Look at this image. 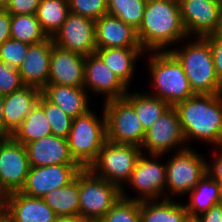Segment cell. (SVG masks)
Instances as JSON below:
<instances>
[{"label": "cell", "instance_id": "cell-4", "mask_svg": "<svg viewBox=\"0 0 222 222\" xmlns=\"http://www.w3.org/2000/svg\"><path fill=\"white\" fill-rule=\"evenodd\" d=\"M148 63L155 91L152 96L175 106L195 95L182 64L169 50L154 51Z\"/></svg>", "mask_w": 222, "mask_h": 222}, {"label": "cell", "instance_id": "cell-8", "mask_svg": "<svg viewBox=\"0 0 222 222\" xmlns=\"http://www.w3.org/2000/svg\"><path fill=\"white\" fill-rule=\"evenodd\" d=\"M107 140L141 147L145 131L134 107L123 97L104 104Z\"/></svg>", "mask_w": 222, "mask_h": 222}, {"label": "cell", "instance_id": "cell-13", "mask_svg": "<svg viewBox=\"0 0 222 222\" xmlns=\"http://www.w3.org/2000/svg\"><path fill=\"white\" fill-rule=\"evenodd\" d=\"M178 1L188 36L194 34L205 37L218 31L222 16V4L219 0Z\"/></svg>", "mask_w": 222, "mask_h": 222}, {"label": "cell", "instance_id": "cell-2", "mask_svg": "<svg viewBox=\"0 0 222 222\" xmlns=\"http://www.w3.org/2000/svg\"><path fill=\"white\" fill-rule=\"evenodd\" d=\"M174 107L186 142L196 138L222 145V93L195 94Z\"/></svg>", "mask_w": 222, "mask_h": 222}, {"label": "cell", "instance_id": "cell-17", "mask_svg": "<svg viewBox=\"0 0 222 222\" xmlns=\"http://www.w3.org/2000/svg\"><path fill=\"white\" fill-rule=\"evenodd\" d=\"M85 56L53 45L48 84L84 86Z\"/></svg>", "mask_w": 222, "mask_h": 222}, {"label": "cell", "instance_id": "cell-5", "mask_svg": "<svg viewBox=\"0 0 222 222\" xmlns=\"http://www.w3.org/2000/svg\"><path fill=\"white\" fill-rule=\"evenodd\" d=\"M93 111L76 117L72 121L67 138L69 151L75 162L82 168H89L98 158L107 141L106 117L99 119Z\"/></svg>", "mask_w": 222, "mask_h": 222}, {"label": "cell", "instance_id": "cell-46", "mask_svg": "<svg viewBox=\"0 0 222 222\" xmlns=\"http://www.w3.org/2000/svg\"><path fill=\"white\" fill-rule=\"evenodd\" d=\"M183 222H201L198 216L187 215Z\"/></svg>", "mask_w": 222, "mask_h": 222}, {"label": "cell", "instance_id": "cell-44", "mask_svg": "<svg viewBox=\"0 0 222 222\" xmlns=\"http://www.w3.org/2000/svg\"><path fill=\"white\" fill-rule=\"evenodd\" d=\"M4 95L0 94V137L5 138V121L3 115Z\"/></svg>", "mask_w": 222, "mask_h": 222}, {"label": "cell", "instance_id": "cell-33", "mask_svg": "<svg viewBox=\"0 0 222 222\" xmlns=\"http://www.w3.org/2000/svg\"><path fill=\"white\" fill-rule=\"evenodd\" d=\"M124 190L122 187L121 197L99 222H141L140 201L128 197Z\"/></svg>", "mask_w": 222, "mask_h": 222}, {"label": "cell", "instance_id": "cell-23", "mask_svg": "<svg viewBox=\"0 0 222 222\" xmlns=\"http://www.w3.org/2000/svg\"><path fill=\"white\" fill-rule=\"evenodd\" d=\"M41 91L48 101L61 108L72 119L90 110L89 96L84 87L48 84Z\"/></svg>", "mask_w": 222, "mask_h": 222}, {"label": "cell", "instance_id": "cell-24", "mask_svg": "<svg viewBox=\"0 0 222 222\" xmlns=\"http://www.w3.org/2000/svg\"><path fill=\"white\" fill-rule=\"evenodd\" d=\"M145 52L142 48H105L95 53L104 64L129 88L134 74L136 59ZM141 54V55H140Z\"/></svg>", "mask_w": 222, "mask_h": 222}, {"label": "cell", "instance_id": "cell-45", "mask_svg": "<svg viewBox=\"0 0 222 222\" xmlns=\"http://www.w3.org/2000/svg\"><path fill=\"white\" fill-rule=\"evenodd\" d=\"M0 222H11L10 216L3 205L0 206Z\"/></svg>", "mask_w": 222, "mask_h": 222}, {"label": "cell", "instance_id": "cell-12", "mask_svg": "<svg viewBox=\"0 0 222 222\" xmlns=\"http://www.w3.org/2000/svg\"><path fill=\"white\" fill-rule=\"evenodd\" d=\"M145 157L142 153L139 157L134 170L131 173L129 183L133 189H137L139 196L133 198L137 201L157 200L160 195L165 197L166 189V164L157 161L162 155H151ZM157 158V159H156ZM156 160V161H155ZM164 191V193H163ZM163 193V194H162Z\"/></svg>", "mask_w": 222, "mask_h": 222}, {"label": "cell", "instance_id": "cell-3", "mask_svg": "<svg viewBox=\"0 0 222 222\" xmlns=\"http://www.w3.org/2000/svg\"><path fill=\"white\" fill-rule=\"evenodd\" d=\"M196 38L197 41L189 42L182 50L169 48V51L182 64L194 94H221L222 86L217 79L209 40Z\"/></svg>", "mask_w": 222, "mask_h": 222}, {"label": "cell", "instance_id": "cell-47", "mask_svg": "<svg viewBox=\"0 0 222 222\" xmlns=\"http://www.w3.org/2000/svg\"><path fill=\"white\" fill-rule=\"evenodd\" d=\"M216 34H217L219 37H222V16H221L220 26H219V29H218V31L216 32Z\"/></svg>", "mask_w": 222, "mask_h": 222}, {"label": "cell", "instance_id": "cell-34", "mask_svg": "<svg viewBox=\"0 0 222 222\" xmlns=\"http://www.w3.org/2000/svg\"><path fill=\"white\" fill-rule=\"evenodd\" d=\"M38 104L43 108L45 115L48 118L52 135L67 139L73 119L61 108L48 101L42 94L38 100Z\"/></svg>", "mask_w": 222, "mask_h": 222}, {"label": "cell", "instance_id": "cell-40", "mask_svg": "<svg viewBox=\"0 0 222 222\" xmlns=\"http://www.w3.org/2000/svg\"><path fill=\"white\" fill-rule=\"evenodd\" d=\"M11 15L4 7L0 8V46L11 38Z\"/></svg>", "mask_w": 222, "mask_h": 222}, {"label": "cell", "instance_id": "cell-27", "mask_svg": "<svg viewBox=\"0 0 222 222\" xmlns=\"http://www.w3.org/2000/svg\"><path fill=\"white\" fill-rule=\"evenodd\" d=\"M42 199L57 217L79 215V173L68 185L54 189Z\"/></svg>", "mask_w": 222, "mask_h": 222}, {"label": "cell", "instance_id": "cell-7", "mask_svg": "<svg viewBox=\"0 0 222 222\" xmlns=\"http://www.w3.org/2000/svg\"><path fill=\"white\" fill-rule=\"evenodd\" d=\"M142 152L139 146L115 144L107 140L89 169L96 176L116 184L121 189L122 184L130 179Z\"/></svg>", "mask_w": 222, "mask_h": 222}, {"label": "cell", "instance_id": "cell-15", "mask_svg": "<svg viewBox=\"0 0 222 222\" xmlns=\"http://www.w3.org/2000/svg\"><path fill=\"white\" fill-rule=\"evenodd\" d=\"M81 170L78 164L30 167L21 192L29 197L42 198L54 189L68 185Z\"/></svg>", "mask_w": 222, "mask_h": 222}, {"label": "cell", "instance_id": "cell-10", "mask_svg": "<svg viewBox=\"0 0 222 222\" xmlns=\"http://www.w3.org/2000/svg\"><path fill=\"white\" fill-rule=\"evenodd\" d=\"M30 165L26 147L12 137L0 139V196L21 192Z\"/></svg>", "mask_w": 222, "mask_h": 222}, {"label": "cell", "instance_id": "cell-25", "mask_svg": "<svg viewBox=\"0 0 222 222\" xmlns=\"http://www.w3.org/2000/svg\"><path fill=\"white\" fill-rule=\"evenodd\" d=\"M189 193L190 200L184 205L191 216H200L220 204L222 198L221 186L207 172Z\"/></svg>", "mask_w": 222, "mask_h": 222}, {"label": "cell", "instance_id": "cell-29", "mask_svg": "<svg viewBox=\"0 0 222 222\" xmlns=\"http://www.w3.org/2000/svg\"><path fill=\"white\" fill-rule=\"evenodd\" d=\"M124 98L134 107V110L146 132L156 120L164 114L170 105L162 99L139 92L127 94Z\"/></svg>", "mask_w": 222, "mask_h": 222}, {"label": "cell", "instance_id": "cell-43", "mask_svg": "<svg viewBox=\"0 0 222 222\" xmlns=\"http://www.w3.org/2000/svg\"><path fill=\"white\" fill-rule=\"evenodd\" d=\"M54 222H91L88 219L83 218L80 215H73V216H59L56 217Z\"/></svg>", "mask_w": 222, "mask_h": 222}, {"label": "cell", "instance_id": "cell-18", "mask_svg": "<svg viewBox=\"0 0 222 222\" xmlns=\"http://www.w3.org/2000/svg\"><path fill=\"white\" fill-rule=\"evenodd\" d=\"M95 44L97 49L142 48L137 30L108 14L95 21Z\"/></svg>", "mask_w": 222, "mask_h": 222}, {"label": "cell", "instance_id": "cell-31", "mask_svg": "<svg viewBox=\"0 0 222 222\" xmlns=\"http://www.w3.org/2000/svg\"><path fill=\"white\" fill-rule=\"evenodd\" d=\"M10 33L11 38L29 45L49 38L42 30L36 14L11 15Z\"/></svg>", "mask_w": 222, "mask_h": 222}, {"label": "cell", "instance_id": "cell-11", "mask_svg": "<svg viewBox=\"0 0 222 222\" xmlns=\"http://www.w3.org/2000/svg\"><path fill=\"white\" fill-rule=\"evenodd\" d=\"M184 143L187 145L178 112L174 106H170L146 131L140 148H146L150 155H164L175 146L182 147L183 144L182 149L189 147Z\"/></svg>", "mask_w": 222, "mask_h": 222}, {"label": "cell", "instance_id": "cell-35", "mask_svg": "<svg viewBox=\"0 0 222 222\" xmlns=\"http://www.w3.org/2000/svg\"><path fill=\"white\" fill-rule=\"evenodd\" d=\"M69 12L98 20L107 14V0H68Z\"/></svg>", "mask_w": 222, "mask_h": 222}, {"label": "cell", "instance_id": "cell-28", "mask_svg": "<svg viewBox=\"0 0 222 222\" xmlns=\"http://www.w3.org/2000/svg\"><path fill=\"white\" fill-rule=\"evenodd\" d=\"M49 135H52L51 126L43 108L37 103L11 137L25 146Z\"/></svg>", "mask_w": 222, "mask_h": 222}, {"label": "cell", "instance_id": "cell-1", "mask_svg": "<svg viewBox=\"0 0 222 222\" xmlns=\"http://www.w3.org/2000/svg\"><path fill=\"white\" fill-rule=\"evenodd\" d=\"M137 36L142 49L152 52L167 51L171 44L188 38L179 1L147 0Z\"/></svg>", "mask_w": 222, "mask_h": 222}, {"label": "cell", "instance_id": "cell-14", "mask_svg": "<svg viewBox=\"0 0 222 222\" xmlns=\"http://www.w3.org/2000/svg\"><path fill=\"white\" fill-rule=\"evenodd\" d=\"M55 45L84 56L94 54L95 21L88 17L69 13L66 21L52 37Z\"/></svg>", "mask_w": 222, "mask_h": 222}, {"label": "cell", "instance_id": "cell-39", "mask_svg": "<svg viewBox=\"0 0 222 222\" xmlns=\"http://www.w3.org/2000/svg\"><path fill=\"white\" fill-rule=\"evenodd\" d=\"M210 43L217 79L222 86V37L216 33L205 36Z\"/></svg>", "mask_w": 222, "mask_h": 222}, {"label": "cell", "instance_id": "cell-6", "mask_svg": "<svg viewBox=\"0 0 222 222\" xmlns=\"http://www.w3.org/2000/svg\"><path fill=\"white\" fill-rule=\"evenodd\" d=\"M121 197V189L96 176L89 168L79 172V215L99 222Z\"/></svg>", "mask_w": 222, "mask_h": 222}, {"label": "cell", "instance_id": "cell-49", "mask_svg": "<svg viewBox=\"0 0 222 222\" xmlns=\"http://www.w3.org/2000/svg\"><path fill=\"white\" fill-rule=\"evenodd\" d=\"M2 205V197L0 196V206Z\"/></svg>", "mask_w": 222, "mask_h": 222}, {"label": "cell", "instance_id": "cell-26", "mask_svg": "<svg viewBox=\"0 0 222 222\" xmlns=\"http://www.w3.org/2000/svg\"><path fill=\"white\" fill-rule=\"evenodd\" d=\"M188 215L185 205L174 203L166 196L161 201L140 202L141 222H183Z\"/></svg>", "mask_w": 222, "mask_h": 222}, {"label": "cell", "instance_id": "cell-32", "mask_svg": "<svg viewBox=\"0 0 222 222\" xmlns=\"http://www.w3.org/2000/svg\"><path fill=\"white\" fill-rule=\"evenodd\" d=\"M107 14L119 18L138 30L144 15L147 0H107Z\"/></svg>", "mask_w": 222, "mask_h": 222}, {"label": "cell", "instance_id": "cell-36", "mask_svg": "<svg viewBox=\"0 0 222 222\" xmlns=\"http://www.w3.org/2000/svg\"><path fill=\"white\" fill-rule=\"evenodd\" d=\"M29 44L10 38L0 46V61L18 69L25 59Z\"/></svg>", "mask_w": 222, "mask_h": 222}, {"label": "cell", "instance_id": "cell-16", "mask_svg": "<svg viewBox=\"0 0 222 222\" xmlns=\"http://www.w3.org/2000/svg\"><path fill=\"white\" fill-rule=\"evenodd\" d=\"M84 88L104 94L105 102L123 98L128 87L111 71L96 54L85 56Z\"/></svg>", "mask_w": 222, "mask_h": 222}, {"label": "cell", "instance_id": "cell-20", "mask_svg": "<svg viewBox=\"0 0 222 222\" xmlns=\"http://www.w3.org/2000/svg\"><path fill=\"white\" fill-rule=\"evenodd\" d=\"M11 222H54V211L42 198L29 197L22 192H13L2 198Z\"/></svg>", "mask_w": 222, "mask_h": 222}, {"label": "cell", "instance_id": "cell-42", "mask_svg": "<svg viewBox=\"0 0 222 222\" xmlns=\"http://www.w3.org/2000/svg\"><path fill=\"white\" fill-rule=\"evenodd\" d=\"M198 217L201 222H222V205L216 204Z\"/></svg>", "mask_w": 222, "mask_h": 222}, {"label": "cell", "instance_id": "cell-22", "mask_svg": "<svg viewBox=\"0 0 222 222\" xmlns=\"http://www.w3.org/2000/svg\"><path fill=\"white\" fill-rule=\"evenodd\" d=\"M25 147L30 167L77 164L70 154L68 140L55 135L27 143Z\"/></svg>", "mask_w": 222, "mask_h": 222}, {"label": "cell", "instance_id": "cell-21", "mask_svg": "<svg viewBox=\"0 0 222 222\" xmlns=\"http://www.w3.org/2000/svg\"><path fill=\"white\" fill-rule=\"evenodd\" d=\"M41 94L40 88L25 85L21 89L4 96L5 137H11L22 124L25 117L38 103Z\"/></svg>", "mask_w": 222, "mask_h": 222}, {"label": "cell", "instance_id": "cell-41", "mask_svg": "<svg viewBox=\"0 0 222 222\" xmlns=\"http://www.w3.org/2000/svg\"><path fill=\"white\" fill-rule=\"evenodd\" d=\"M218 147L222 148V145ZM220 152L219 156L214 152L218 158H214L212 165L207 162L206 171L222 188V150Z\"/></svg>", "mask_w": 222, "mask_h": 222}, {"label": "cell", "instance_id": "cell-38", "mask_svg": "<svg viewBox=\"0 0 222 222\" xmlns=\"http://www.w3.org/2000/svg\"><path fill=\"white\" fill-rule=\"evenodd\" d=\"M41 0H8L4 8L10 15L36 14Z\"/></svg>", "mask_w": 222, "mask_h": 222}, {"label": "cell", "instance_id": "cell-30", "mask_svg": "<svg viewBox=\"0 0 222 222\" xmlns=\"http://www.w3.org/2000/svg\"><path fill=\"white\" fill-rule=\"evenodd\" d=\"M69 13L68 0H41L36 17L47 36L53 37Z\"/></svg>", "mask_w": 222, "mask_h": 222}, {"label": "cell", "instance_id": "cell-9", "mask_svg": "<svg viewBox=\"0 0 222 222\" xmlns=\"http://www.w3.org/2000/svg\"><path fill=\"white\" fill-rule=\"evenodd\" d=\"M206 165L207 161L193 149L177 150L166 164L167 191L176 196L189 193L206 174Z\"/></svg>", "mask_w": 222, "mask_h": 222}, {"label": "cell", "instance_id": "cell-19", "mask_svg": "<svg viewBox=\"0 0 222 222\" xmlns=\"http://www.w3.org/2000/svg\"><path fill=\"white\" fill-rule=\"evenodd\" d=\"M53 45L52 37L43 42L29 45L25 59L18 68L25 85L35 86L41 90L48 85Z\"/></svg>", "mask_w": 222, "mask_h": 222}, {"label": "cell", "instance_id": "cell-37", "mask_svg": "<svg viewBox=\"0 0 222 222\" xmlns=\"http://www.w3.org/2000/svg\"><path fill=\"white\" fill-rule=\"evenodd\" d=\"M25 84L22 82L18 69H15L0 61V94L8 95L21 89Z\"/></svg>", "mask_w": 222, "mask_h": 222}, {"label": "cell", "instance_id": "cell-48", "mask_svg": "<svg viewBox=\"0 0 222 222\" xmlns=\"http://www.w3.org/2000/svg\"><path fill=\"white\" fill-rule=\"evenodd\" d=\"M8 0H0V6L4 7Z\"/></svg>", "mask_w": 222, "mask_h": 222}]
</instances>
